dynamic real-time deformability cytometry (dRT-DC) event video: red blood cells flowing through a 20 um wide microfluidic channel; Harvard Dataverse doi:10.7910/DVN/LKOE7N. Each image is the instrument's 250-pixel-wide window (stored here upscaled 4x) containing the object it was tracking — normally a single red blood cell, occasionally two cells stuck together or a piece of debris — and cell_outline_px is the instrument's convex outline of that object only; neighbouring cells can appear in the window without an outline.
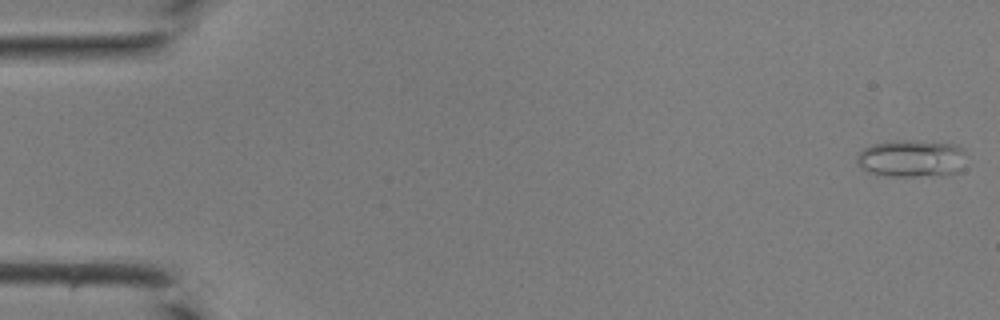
{"species": "common noctule bat (a hibernating species)", "species_latin": "Nyctalus noctula", "temperature_condition": "room temperature", "stored_images_in_passage": 42, "camera_frame_rate_fps": 3000, "um_per_image_px": 0.085, "animal": {"sex": "male", "body_mass_g": 19.0, "forearm_length_mm": 50.8}, "frame": {"image": 1, "passage_image": 1, "time_ms": 0.0, "image_size_px": [1000, 320], "cell_outline_px": [[960, 152], [956, 172], [912, 176], [888, 176], [868, 172], [856, 160], [860, 152], [864, 148], [872, 144], [896, 140], [916, 140], [952, 144], [960, 148]], "centroid_in_image_um": [77.31, 13.44], "position_along_channel_um": 7.7, "area_um2": 22.54}}
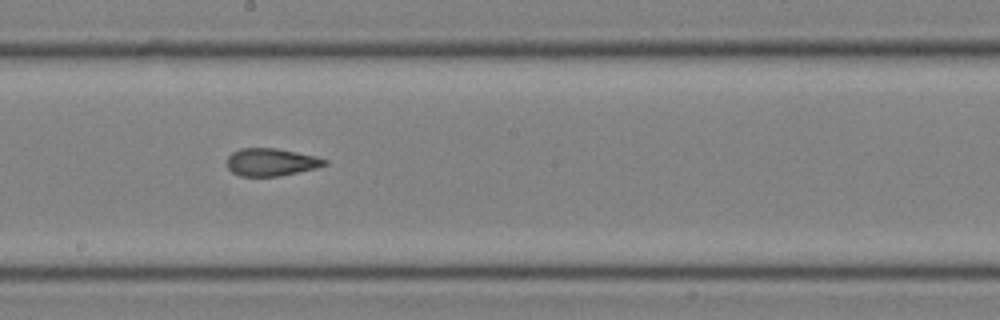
{"frame": {"image": 2, "passage_image": 24, "time_ms": 7.667, "image_size_px": [1000, 320], "cell_outline_px": [[328, 164], [316, 168], [280, 176], [240, 176], [232, 172], [228, 168], [228, 156], [232, 152], [240, 148], [276, 148], [316, 156], [328, 160]], "centroid_in_image_um": [23.06, 13.78], "position_along_channel_um": 225.1, "area_um2": 15.72}}
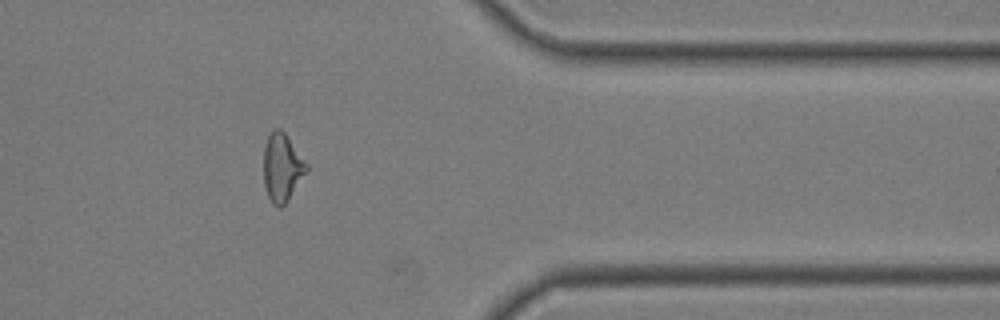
{"frame": {"image": 3, "passage_image": 35, "time_ms": 11.333, "image_size_px": [1000, 320], "cell_outline_px": [[308, 168], [288, 200], [280, 208], [272, 204], [268, 196], [264, 184], [264, 148], [268, 136], [276, 128], [280, 128], [284, 132], [308, 164]], "centroid_in_image_um": [23.97, 14.24], "position_along_channel_um": 387.4, "area_um2": 16.7}}